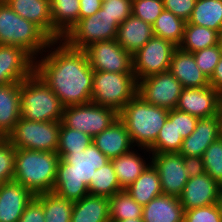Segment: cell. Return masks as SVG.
<instances>
[{
	"mask_svg": "<svg viewBox=\"0 0 222 222\" xmlns=\"http://www.w3.org/2000/svg\"><path fill=\"white\" fill-rule=\"evenodd\" d=\"M44 52L45 56L35 59V72L61 104L66 107L91 102L94 70L85 51L72 48L60 39L52 40Z\"/></svg>",
	"mask_w": 222,
	"mask_h": 222,
	"instance_id": "obj_1",
	"label": "cell"
},
{
	"mask_svg": "<svg viewBox=\"0 0 222 222\" xmlns=\"http://www.w3.org/2000/svg\"><path fill=\"white\" fill-rule=\"evenodd\" d=\"M60 156L52 191L76 202L89 194L88 185L95 171L107 164L106 157L93 143L80 152H57Z\"/></svg>",
	"mask_w": 222,
	"mask_h": 222,
	"instance_id": "obj_2",
	"label": "cell"
},
{
	"mask_svg": "<svg viewBox=\"0 0 222 222\" xmlns=\"http://www.w3.org/2000/svg\"><path fill=\"white\" fill-rule=\"evenodd\" d=\"M169 110L145 102L139 95L130 100L119 112L118 118L124 123L131 141L140 151L149 152L159 131L168 118Z\"/></svg>",
	"mask_w": 222,
	"mask_h": 222,
	"instance_id": "obj_3",
	"label": "cell"
},
{
	"mask_svg": "<svg viewBox=\"0 0 222 222\" xmlns=\"http://www.w3.org/2000/svg\"><path fill=\"white\" fill-rule=\"evenodd\" d=\"M60 156L57 152L16 149L13 181L35 196L53 190Z\"/></svg>",
	"mask_w": 222,
	"mask_h": 222,
	"instance_id": "obj_4",
	"label": "cell"
},
{
	"mask_svg": "<svg viewBox=\"0 0 222 222\" xmlns=\"http://www.w3.org/2000/svg\"><path fill=\"white\" fill-rule=\"evenodd\" d=\"M21 118L29 121H62L64 106L53 90L34 72L20 82Z\"/></svg>",
	"mask_w": 222,
	"mask_h": 222,
	"instance_id": "obj_5",
	"label": "cell"
},
{
	"mask_svg": "<svg viewBox=\"0 0 222 222\" xmlns=\"http://www.w3.org/2000/svg\"><path fill=\"white\" fill-rule=\"evenodd\" d=\"M51 41L37 25L19 16L5 1H0L1 45L21 47L37 59Z\"/></svg>",
	"mask_w": 222,
	"mask_h": 222,
	"instance_id": "obj_6",
	"label": "cell"
},
{
	"mask_svg": "<svg viewBox=\"0 0 222 222\" xmlns=\"http://www.w3.org/2000/svg\"><path fill=\"white\" fill-rule=\"evenodd\" d=\"M138 91L134 73L94 71L91 102L119 112Z\"/></svg>",
	"mask_w": 222,
	"mask_h": 222,
	"instance_id": "obj_7",
	"label": "cell"
},
{
	"mask_svg": "<svg viewBox=\"0 0 222 222\" xmlns=\"http://www.w3.org/2000/svg\"><path fill=\"white\" fill-rule=\"evenodd\" d=\"M61 121L36 122L19 119L6 136L16 149L57 152Z\"/></svg>",
	"mask_w": 222,
	"mask_h": 222,
	"instance_id": "obj_8",
	"label": "cell"
},
{
	"mask_svg": "<svg viewBox=\"0 0 222 222\" xmlns=\"http://www.w3.org/2000/svg\"><path fill=\"white\" fill-rule=\"evenodd\" d=\"M119 24L101 7L95 14L79 19L62 38L70 47L84 50L92 43L117 37Z\"/></svg>",
	"mask_w": 222,
	"mask_h": 222,
	"instance_id": "obj_9",
	"label": "cell"
},
{
	"mask_svg": "<svg viewBox=\"0 0 222 222\" xmlns=\"http://www.w3.org/2000/svg\"><path fill=\"white\" fill-rule=\"evenodd\" d=\"M118 119V112L108 106L93 102L64 107L62 123L71 129L88 134L92 138Z\"/></svg>",
	"mask_w": 222,
	"mask_h": 222,
	"instance_id": "obj_10",
	"label": "cell"
},
{
	"mask_svg": "<svg viewBox=\"0 0 222 222\" xmlns=\"http://www.w3.org/2000/svg\"><path fill=\"white\" fill-rule=\"evenodd\" d=\"M176 48L173 43L153 35L132 55L133 73L137 82L148 76L168 71Z\"/></svg>",
	"mask_w": 222,
	"mask_h": 222,
	"instance_id": "obj_11",
	"label": "cell"
},
{
	"mask_svg": "<svg viewBox=\"0 0 222 222\" xmlns=\"http://www.w3.org/2000/svg\"><path fill=\"white\" fill-rule=\"evenodd\" d=\"M182 89L180 81L168 70L139 80L137 95L151 105L172 110Z\"/></svg>",
	"mask_w": 222,
	"mask_h": 222,
	"instance_id": "obj_12",
	"label": "cell"
},
{
	"mask_svg": "<svg viewBox=\"0 0 222 222\" xmlns=\"http://www.w3.org/2000/svg\"><path fill=\"white\" fill-rule=\"evenodd\" d=\"M84 51L94 71L133 73L132 55L116 39L92 43Z\"/></svg>",
	"mask_w": 222,
	"mask_h": 222,
	"instance_id": "obj_13",
	"label": "cell"
},
{
	"mask_svg": "<svg viewBox=\"0 0 222 222\" xmlns=\"http://www.w3.org/2000/svg\"><path fill=\"white\" fill-rule=\"evenodd\" d=\"M150 154L151 163L159 173L162 193L179 197L189 180L183 156L179 152Z\"/></svg>",
	"mask_w": 222,
	"mask_h": 222,
	"instance_id": "obj_14",
	"label": "cell"
},
{
	"mask_svg": "<svg viewBox=\"0 0 222 222\" xmlns=\"http://www.w3.org/2000/svg\"><path fill=\"white\" fill-rule=\"evenodd\" d=\"M222 94L212 86L183 88L176 109L199 119L219 114Z\"/></svg>",
	"mask_w": 222,
	"mask_h": 222,
	"instance_id": "obj_15",
	"label": "cell"
},
{
	"mask_svg": "<svg viewBox=\"0 0 222 222\" xmlns=\"http://www.w3.org/2000/svg\"><path fill=\"white\" fill-rule=\"evenodd\" d=\"M35 72V59L23 48L0 44V86L21 82Z\"/></svg>",
	"mask_w": 222,
	"mask_h": 222,
	"instance_id": "obj_16",
	"label": "cell"
},
{
	"mask_svg": "<svg viewBox=\"0 0 222 222\" xmlns=\"http://www.w3.org/2000/svg\"><path fill=\"white\" fill-rule=\"evenodd\" d=\"M220 185L206 172L189 178L179 196L184 211L216 204Z\"/></svg>",
	"mask_w": 222,
	"mask_h": 222,
	"instance_id": "obj_17",
	"label": "cell"
},
{
	"mask_svg": "<svg viewBox=\"0 0 222 222\" xmlns=\"http://www.w3.org/2000/svg\"><path fill=\"white\" fill-rule=\"evenodd\" d=\"M35 195L21 184H0V222H18Z\"/></svg>",
	"mask_w": 222,
	"mask_h": 222,
	"instance_id": "obj_18",
	"label": "cell"
},
{
	"mask_svg": "<svg viewBox=\"0 0 222 222\" xmlns=\"http://www.w3.org/2000/svg\"><path fill=\"white\" fill-rule=\"evenodd\" d=\"M221 137L219 115L198 120L194 131L183 139L180 154L183 157H203L207 147Z\"/></svg>",
	"mask_w": 222,
	"mask_h": 222,
	"instance_id": "obj_19",
	"label": "cell"
},
{
	"mask_svg": "<svg viewBox=\"0 0 222 222\" xmlns=\"http://www.w3.org/2000/svg\"><path fill=\"white\" fill-rule=\"evenodd\" d=\"M92 143L110 160L129 152L135 147L128 130L119 118L108 128L94 136Z\"/></svg>",
	"mask_w": 222,
	"mask_h": 222,
	"instance_id": "obj_20",
	"label": "cell"
},
{
	"mask_svg": "<svg viewBox=\"0 0 222 222\" xmlns=\"http://www.w3.org/2000/svg\"><path fill=\"white\" fill-rule=\"evenodd\" d=\"M169 71L180 81L183 88L209 86V79L196 65L193 53L177 47L172 55Z\"/></svg>",
	"mask_w": 222,
	"mask_h": 222,
	"instance_id": "obj_21",
	"label": "cell"
},
{
	"mask_svg": "<svg viewBox=\"0 0 222 222\" xmlns=\"http://www.w3.org/2000/svg\"><path fill=\"white\" fill-rule=\"evenodd\" d=\"M19 16L37 25L53 40L50 0H5Z\"/></svg>",
	"mask_w": 222,
	"mask_h": 222,
	"instance_id": "obj_22",
	"label": "cell"
},
{
	"mask_svg": "<svg viewBox=\"0 0 222 222\" xmlns=\"http://www.w3.org/2000/svg\"><path fill=\"white\" fill-rule=\"evenodd\" d=\"M153 35L152 25L131 14L119 25L116 40L121 47L133 55L141 49Z\"/></svg>",
	"mask_w": 222,
	"mask_h": 222,
	"instance_id": "obj_23",
	"label": "cell"
},
{
	"mask_svg": "<svg viewBox=\"0 0 222 222\" xmlns=\"http://www.w3.org/2000/svg\"><path fill=\"white\" fill-rule=\"evenodd\" d=\"M143 222H184L179 197L161 194L143 206Z\"/></svg>",
	"mask_w": 222,
	"mask_h": 222,
	"instance_id": "obj_24",
	"label": "cell"
},
{
	"mask_svg": "<svg viewBox=\"0 0 222 222\" xmlns=\"http://www.w3.org/2000/svg\"><path fill=\"white\" fill-rule=\"evenodd\" d=\"M20 82L0 86V135L6 137L21 117Z\"/></svg>",
	"mask_w": 222,
	"mask_h": 222,
	"instance_id": "obj_25",
	"label": "cell"
},
{
	"mask_svg": "<svg viewBox=\"0 0 222 222\" xmlns=\"http://www.w3.org/2000/svg\"><path fill=\"white\" fill-rule=\"evenodd\" d=\"M71 222H110L109 198L88 194L74 202Z\"/></svg>",
	"mask_w": 222,
	"mask_h": 222,
	"instance_id": "obj_26",
	"label": "cell"
},
{
	"mask_svg": "<svg viewBox=\"0 0 222 222\" xmlns=\"http://www.w3.org/2000/svg\"><path fill=\"white\" fill-rule=\"evenodd\" d=\"M53 40L62 39L78 22L80 0H50Z\"/></svg>",
	"mask_w": 222,
	"mask_h": 222,
	"instance_id": "obj_27",
	"label": "cell"
},
{
	"mask_svg": "<svg viewBox=\"0 0 222 222\" xmlns=\"http://www.w3.org/2000/svg\"><path fill=\"white\" fill-rule=\"evenodd\" d=\"M135 150L137 149L133 148L129 152L111 159L122 190L127 189L151 163V160L146 163L145 158Z\"/></svg>",
	"mask_w": 222,
	"mask_h": 222,
	"instance_id": "obj_28",
	"label": "cell"
},
{
	"mask_svg": "<svg viewBox=\"0 0 222 222\" xmlns=\"http://www.w3.org/2000/svg\"><path fill=\"white\" fill-rule=\"evenodd\" d=\"M125 191L142 206L163 194L159 173L153 164L150 163Z\"/></svg>",
	"mask_w": 222,
	"mask_h": 222,
	"instance_id": "obj_29",
	"label": "cell"
},
{
	"mask_svg": "<svg viewBox=\"0 0 222 222\" xmlns=\"http://www.w3.org/2000/svg\"><path fill=\"white\" fill-rule=\"evenodd\" d=\"M186 24L204 26L222 35V0H197Z\"/></svg>",
	"mask_w": 222,
	"mask_h": 222,
	"instance_id": "obj_30",
	"label": "cell"
},
{
	"mask_svg": "<svg viewBox=\"0 0 222 222\" xmlns=\"http://www.w3.org/2000/svg\"><path fill=\"white\" fill-rule=\"evenodd\" d=\"M221 42V35L212 29L194 24H185L183 39L180 49L194 53L207 47L218 45Z\"/></svg>",
	"mask_w": 222,
	"mask_h": 222,
	"instance_id": "obj_31",
	"label": "cell"
},
{
	"mask_svg": "<svg viewBox=\"0 0 222 222\" xmlns=\"http://www.w3.org/2000/svg\"><path fill=\"white\" fill-rule=\"evenodd\" d=\"M183 143L181 134L176 129V108L169 110L168 118L159 131L154 145L149 149L150 153L180 152Z\"/></svg>",
	"mask_w": 222,
	"mask_h": 222,
	"instance_id": "obj_32",
	"label": "cell"
},
{
	"mask_svg": "<svg viewBox=\"0 0 222 222\" xmlns=\"http://www.w3.org/2000/svg\"><path fill=\"white\" fill-rule=\"evenodd\" d=\"M41 201L45 222H71L74 202L66 200L54 191L36 195Z\"/></svg>",
	"mask_w": 222,
	"mask_h": 222,
	"instance_id": "obj_33",
	"label": "cell"
},
{
	"mask_svg": "<svg viewBox=\"0 0 222 222\" xmlns=\"http://www.w3.org/2000/svg\"><path fill=\"white\" fill-rule=\"evenodd\" d=\"M185 24L183 19L172 12L163 10L152 25L153 34L178 47L183 39Z\"/></svg>",
	"mask_w": 222,
	"mask_h": 222,
	"instance_id": "obj_34",
	"label": "cell"
},
{
	"mask_svg": "<svg viewBox=\"0 0 222 222\" xmlns=\"http://www.w3.org/2000/svg\"><path fill=\"white\" fill-rule=\"evenodd\" d=\"M121 190L111 160L95 171L88 185L89 194L108 198Z\"/></svg>",
	"mask_w": 222,
	"mask_h": 222,
	"instance_id": "obj_35",
	"label": "cell"
},
{
	"mask_svg": "<svg viewBox=\"0 0 222 222\" xmlns=\"http://www.w3.org/2000/svg\"><path fill=\"white\" fill-rule=\"evenodd\" d=\"M110 220L142 218L143 206L138 204L125 190L109 198Z\"/></svg>",
	"mask_w": 222,
	"mask_h": 222,
	"instance_id": "obj_36",
	"label": "cell"
},
{
	"mask_svg": "<svg viewBox=\"0 0 222 222\" xmlns=\"http://www.w3.org/2000/svg\"><path fill=\"white\" fill-rule=\"evenodd\" d=\"M92 141L93 138L88 134L68 128L61 122L57 152L84 151Z\"/></svg>",
	"mask_w": 222,
	"mask_h": 222,
	"instance_id": "obj_37",
	"label": "cell"
},
{
	"mask_svg": "<svg viewBox=\"0 0 222 222\" xmlns=\"http://www.w3.org/2000/svg\"><path fill=\"white\" fill-rule=\"evenodd\" d=\"M206 173L222 185V137L212 142L203 154Z\"/></svg>",
	"mask_w": 222,
	"mask_h": 222,
	"instance_id": "obj_38",
	"label": "cell"
},
{
	"mask_svg": "<svg viewBox=\"0 0 222 222\" xmlns=\"http://www.w3.org/2000/svg\"><path fill=\"white\" fill-rule=\"evenodd\" d=\"M16 148L6 137L0 139V184L14 179Z\"/></svg>",
	"mask_w": 222,
	"mask_h": 222,
	"instance_id": "obj_39",
	"label": "cell"
},
{
	"mask_svg": "<svg viewBox=\"0 0 222 222\" xmlns=\"http://www.w3.org/2000/svg\"><path fill=\"white\" fill-rule=\"evenodd\" d=\"M196 65L210 79L222 56V44L207 47L193 53Z\"/></svg>",
	"mask_w": 222,
	"mask_h": 222,
	"instance_id": "obj_40",
	"label": "cell"
},
{
	"mask_svg": "<svg viewBox=\"0 0 222 222\" xmlns=\"http://www.w3.org/2000/svg\"><path fill=\"white\" fill-rule=\"evenodd\" d=\"M164 10L163 0H132V15L153 25Z\"/></svg>",
	"mask_w": 222,
	"mask_h": 222,
	"instance_id": "obj_41",
	"label": "cell"
},
{
	"mask_svg": "<svg viewBox=\"0 0 222 222\" xmlns=\"http://www.w3.org/2000/svg\"><path fill=\"white\" fill-rule=\"evenodd\" d=\"M184 222H222L216 204L184 211Z\"/></svg>",
	"mask_w": 222,
	"mask_h": 222,
	"instance_id": "obj_42",
	"label": "cell"
},
{
	"mask_svg": "<svg viewBox=\"0 0 222 222\" xmlns=\"http://www.w3.org/2000/svg\"><path fill=\"white\" fill-rule=\"evenodd\" d=\"M102 8L120 25L132 14V0H110Z\"/></svg>",
	"mask_w": 222,
	"mask_h": 222,
	"instance_id": "obj_43",
	"label": "cell"
},
{
	"mask_svg": "<svg viewBox=\"0 0 222 222\" xmlns=\"http://www.w3.org/2000/svg\"><path fill=\"white\" fill-rule=\"evenodd\" d=\"M197 0H163L164 10L172 12L187 22L192 14Z\"/></svg>",
	"mask_w": 222,
	"mask_h": 222,
	"instance_id": "obj_44",
	"label": "cell"
},
{
	"mask_svg": "<svg viewBox=\"0 0 222 222\" xmlns=\"http://www.w3.org/2000/svg\"><path fill=\"white\" fill-rule=\"evenodd\" d=\"M199 118L176 109V129L182 138H187L196 128Z\"/></svg>",
	"mask_w": 222,
	"mask_h": 222,
	"instance_id": "obj_45",
	"label": "cell"
},
{
	"mask_svg": "<svg viewBox=\"0 0 222 222\" xmlns=\"http://www.w3.org/2000/svg\"><path fill=\"white\" fill-rule=\"evenodd\" d=\"M18 222H45L42 203L36 196L26 206Z\"/></svg>",
	"mask_w": 222,
	"mask_h": 222,
	"instance_id": "obj_46",
	"label": "cell"
},
{
	"mask_svg": "<svg viewBox=\"0 0 222 222\" xmlns=\"http://www.w3.org/2000/svg\"><path fill=\"white\" fill-rule=\"evenodd\" d=\"M183 163L185 171L189 178H194L205 173L203 157L199 156H187L183 157Z\"/></svg>",
	"mask_w": 222,
	"mask_h": 222,
	"instance_id": "obj_47",
	"label": "cell"
},
{
	"mask_svg": "<svg viewBox=\"0 0 222 222\" xmlns=\"http://www.w3.org/2000/svg\"><path fill=\"white\" fill-rule=\"evenodd\" d=\"M101 0H80L79 19L89 17L100 10Z\"/></svg>",
	"mask_w": 222,
	"mask_h": 222,
	"instance_id": "obj_48",
	"label": "cell"
},
{
	"mask_svg": "<svg viewBox=\"0 0 222 222\" xmlns=\"http://www.w3.org/2000/svg\"><path fill=\"white\" fill-rule=\"evenodd\" d=\"M209 85L222 94V56L209 79Z\"/></svg>",
	"mask_w": 222,
	"mask_h": 222,
	"instance_id": "obj_49",
	"label": "cell"
},
{
	"mask_svg": "<svg viewBox=\"0 0 222 222\" xmlns=\"http://www.w3.org/2000/svg\"><path fill=\"white\" fill-rule=\"evenodd\" d=\"M216 205L218 207V210L220 211L222 215V185L220 186L219 192H218V197L216 200Z\"/></svg>",
	"mask_w": 222,
	"mask_h": 222,
	"instance_id": "obj_50",
	"label": "cell"
},
{
	"mask_svg": "<svg viewBox=\"0 0 222 222\" xmlns=\"http://www.w3.org/2000/svg\"><path fill=\"white\" fill-rule=\"evenodd\" d=\"M110 222H143L142 218H135V219H125V220H110Z\"/></svg>",
	"mask_w": 222,
	"mask_h": 222,
	"instance_id": "obj_51",
	"label": "cell"
},
{
	"mask_svg": "<svg viewBox=\"0 0 222 222\" xmlns=\"http://www.w3.org/2000/svg\"><path fill=\"white\" fill-rule=\"evenodd\" d=\"M219 119H220V129H221V137H222V105L219 110Z\"/></svg>",
	"mask_w": 222,
	"mask_h": 222,
	"instance_id": "obj_52",
	"label": "cell"
},
{
	"mask_svg": "<svg viewBox=\"0 0 222 222\" xmlns=\"http://www.w3.org/2000/svg\"><path fill=\"white\" fill-rule=\"evenodd\" d=\"M108 1H110V0H101L102 4H103V3H106V2H108Z\"/></svg>",
	"mask_w": 222,
	"mask_h": 222,
	"instance_id": "obj_53",
	"label": "cell"
}]
</instances>
